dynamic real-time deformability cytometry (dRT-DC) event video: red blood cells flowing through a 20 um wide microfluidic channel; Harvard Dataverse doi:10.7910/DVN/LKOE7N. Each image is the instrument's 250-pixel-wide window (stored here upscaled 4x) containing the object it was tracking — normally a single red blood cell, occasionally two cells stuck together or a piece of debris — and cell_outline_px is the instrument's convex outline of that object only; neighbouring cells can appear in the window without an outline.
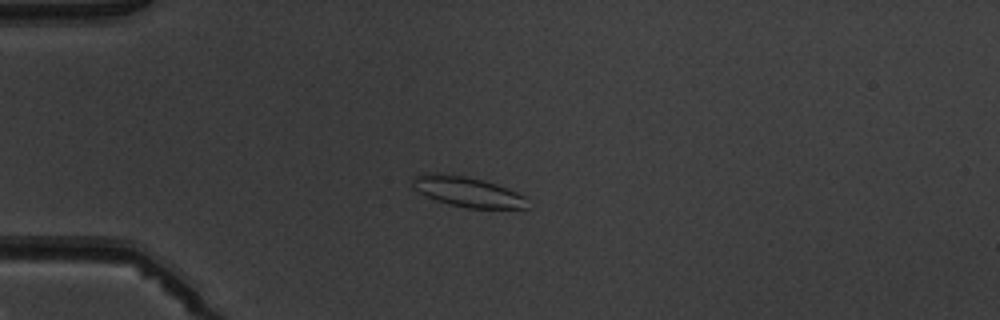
{"species": "common noctule bat (a hibernating species)", "species_latin": "Nyctalus noctula", "temperature_condition": "warm", "stored_images_in_passage": 6, "camera_frame_rate_fps": 3000, "um_per_image_px": 0.085, "animal": {"sex": "male", "body_mass_g": 19.5, "forearm_length_mm": 54.6}, "frame": {"image": 1, "passage_image": 4, "time_ms": 4.333, "image_size_px": [1000, 320], "cell_outline_px": [[528, 208], [468, 208], [448, 204], [424, 196], [412, 188], [412, 180], [416, 176], [424, 172], [436, 172], [468, 176], [484, 180], [496, 184], [516, 192], [524, 196]], "centroid_in_image_um": [39.65, 16.28], "position_along_channel_um": 45.3, "area_um2": 20.35}}
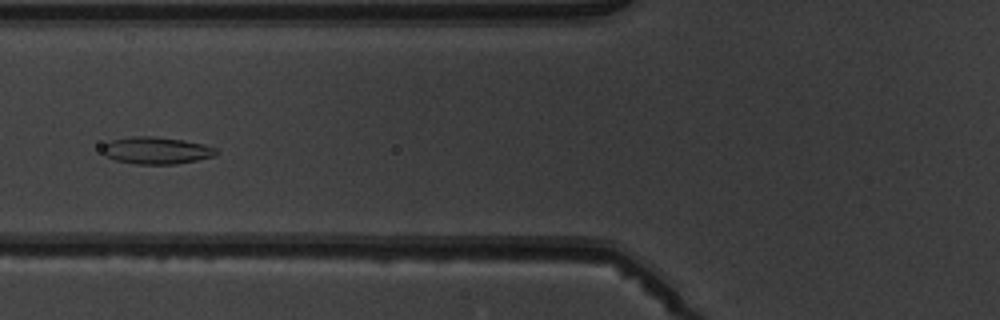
{"frame": {"image": 2, "passage_image": 6, "time_ms": 6.667, "image_size_px": [1000, 320], "cell_outline_px": [[216, 156], [176, 164], [136, 164], [116, 160], [108, 156], [104, 152], [104, 144], [112, 140], [132, 136], [152, 136], [184, 140], [204, 144], [216, 148]], "centroid_in_image_um": [13.33, 12.79], "position_along_channel_um": 112.5, "area_um2": 17.74}}